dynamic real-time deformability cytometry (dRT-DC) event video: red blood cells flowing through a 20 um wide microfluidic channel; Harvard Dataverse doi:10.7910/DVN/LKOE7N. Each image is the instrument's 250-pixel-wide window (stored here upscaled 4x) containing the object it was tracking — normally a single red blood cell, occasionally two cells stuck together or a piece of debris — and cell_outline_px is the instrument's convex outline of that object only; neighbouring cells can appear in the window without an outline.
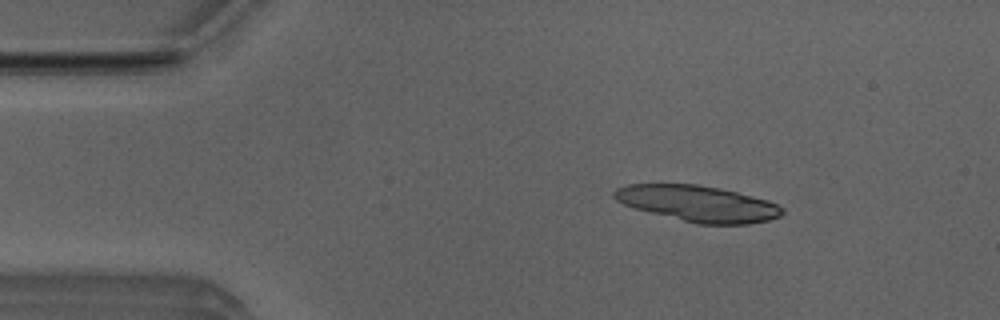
{"species": "Egyptian fruit bat (a non-hibernating species)", "species_latin": "Rousettus aegyptiacus", "temperature_condition": "room temperature", "stored_images_in_passage": 5, "camera_frame_rate_fps": 3000, "um_per_image_px": 0.085, "animal": {"sex": "male"}, "frame": {"image": 1, "passage_image": 3, "time_ms": 0.667, "image_size_px": [1000, 320], "cell_outline_px": [[784, 212], [780, 216], [768, 220], [748, 224], [696, 224], [636, 208], [624, 204], [616, 200], [612, 196], [612, 192], [616, 188], [628, 184], [696, 184], [720, 188], [768, 200], [784, 208]], "centroid_in_image_um": [59.32, 17.3], "position_along_channel_um": 25.7, "area_um2": 35.08}}